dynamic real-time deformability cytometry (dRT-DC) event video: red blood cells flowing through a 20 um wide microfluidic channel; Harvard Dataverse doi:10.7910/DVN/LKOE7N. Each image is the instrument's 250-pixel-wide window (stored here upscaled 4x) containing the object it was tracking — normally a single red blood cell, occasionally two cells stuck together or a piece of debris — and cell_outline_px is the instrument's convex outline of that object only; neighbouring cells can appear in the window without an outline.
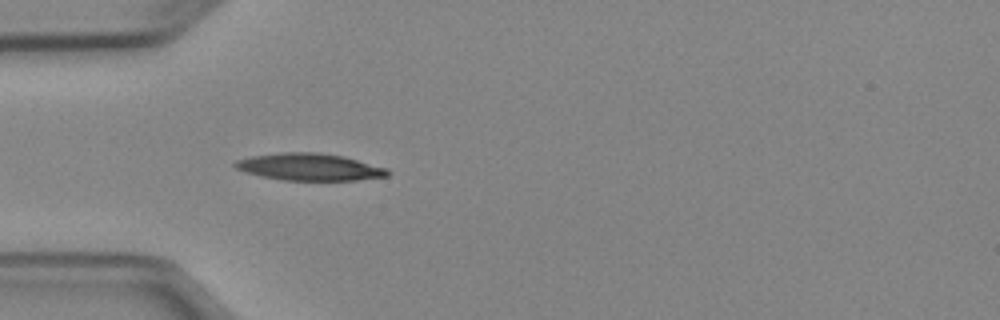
{"species": "Egyptian fruit bat (a non-hibernating species)", "species_latin": "Rousettus aegyptiacus", "temperature_condition": "cold", "stored_images_in_passage": 51, "camera_frame_rate_fps": 3000, "um_per_image_px": 0.085, "animal": {"sex": "female"}, "frame": {"image": 1, "passage_image": 15, "time_ms": 4.667, "image_size_px": [1000, 320], "cell_outline_px": [[388, 176], [356, 180], [284, 180], [260, 176], [236, 168], [232, 164], [236, 160], [252, 156], [284, 152], [316, 152], [344, 156], [388, 168]], "centroid_in_image_um": [26.32, 14.19], "position_along_channel_um": 58.7, "area_um2": 23.93}}
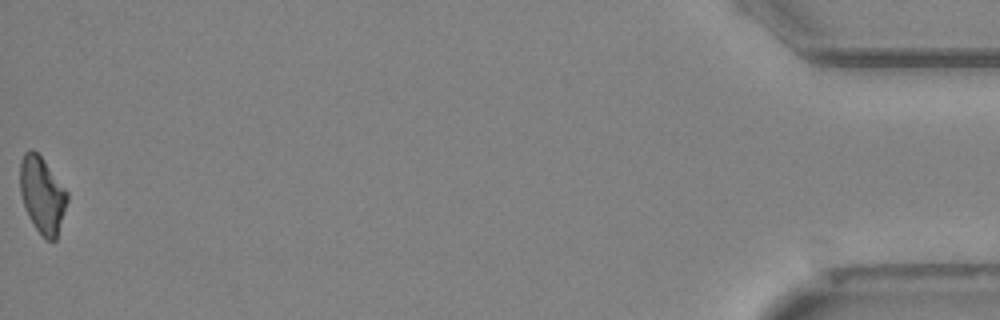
{"frame": {"image": 2, "passage_image": 51, "time_ms": 16.667, "image_size_px": [1000, 320], "cell_outline_px": [[68, 200], [56, 240], [48, 240], [36, 228], [28, 216], [20, 192], [20, 160], [24, 152], [32, 148], [44, 160], [68, 192]], "centroid_in_image_um": [3.59, 16.54], "position_along_channel_um": 431.6, "area_um2": 20.81}}